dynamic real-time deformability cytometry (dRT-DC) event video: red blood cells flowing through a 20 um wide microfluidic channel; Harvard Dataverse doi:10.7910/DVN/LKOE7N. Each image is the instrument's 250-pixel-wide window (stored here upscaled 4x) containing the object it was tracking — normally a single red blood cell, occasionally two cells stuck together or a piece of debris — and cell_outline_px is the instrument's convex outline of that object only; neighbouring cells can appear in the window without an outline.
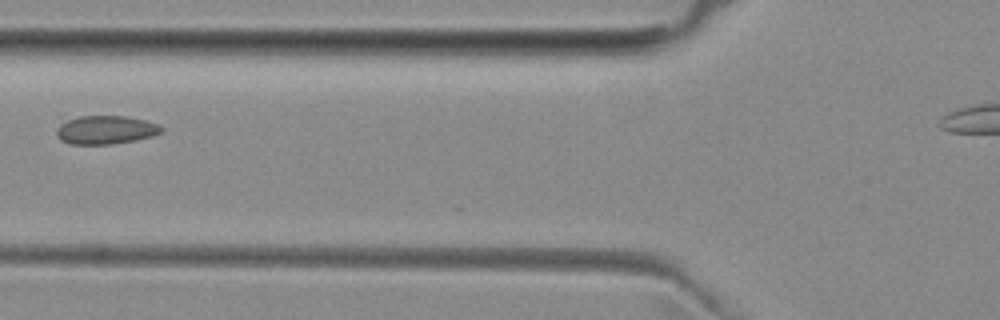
{"species": "common noctule bat (a hibernating species)", "species_latin": "Nyctalus noctula", "temperature_condition": "room temperature", "stored_images_in_passage": 4, "camera_frame_rate_fps": 3000, "um_per_image_px": 0.085, "animal": {"sex": "female", "body_mass_g": 29.2, "forearm_length_mm": 56.3}, "frame": {"image": 1, "passage_image": 3, "time_ms": 2.333, "image_size_px": [1000, 320], "cell_outline_px": [[164, 132], [152, 136], [112, 144], [68, 144], [60, 140], [56, 136], [56, 128], [60, 124], [68, 120], [80, 116], [124, 116], [144, 120], [156, 124], [164, 128]], "centroid_in_image_um": [8.95, 11.04], "position_along_channel_um": 116.8, "area_um2": 17.34}}
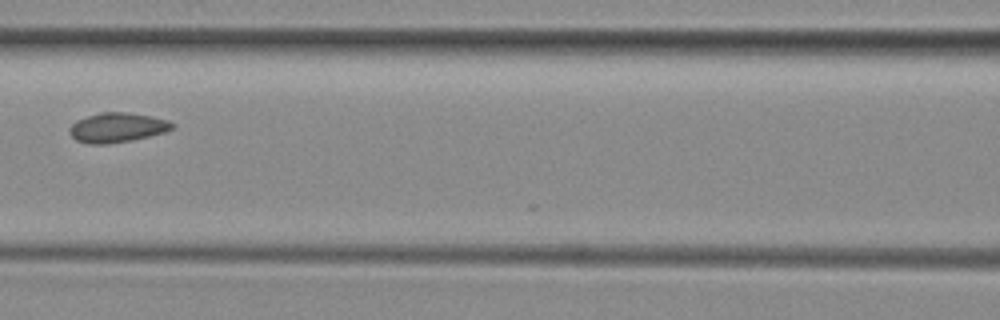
{"frame": {"image": 2, "passage_image": 4, "time_ms": 3.333, "image_size_px": [1000, 320], "cell_outline_px": [[176, 128], [164, 132], [132, 140], [108, 144], [88, 144], [76, 140], [68, 132], [68, 128], [76, 120], [100, 112], [128, 112], [152, 116], [168, 120], [176, 124]], "centroid_in_image_um": [9.97, 10.84], "position_along_channel_um": 156.6, "area_um2": 17.92}}